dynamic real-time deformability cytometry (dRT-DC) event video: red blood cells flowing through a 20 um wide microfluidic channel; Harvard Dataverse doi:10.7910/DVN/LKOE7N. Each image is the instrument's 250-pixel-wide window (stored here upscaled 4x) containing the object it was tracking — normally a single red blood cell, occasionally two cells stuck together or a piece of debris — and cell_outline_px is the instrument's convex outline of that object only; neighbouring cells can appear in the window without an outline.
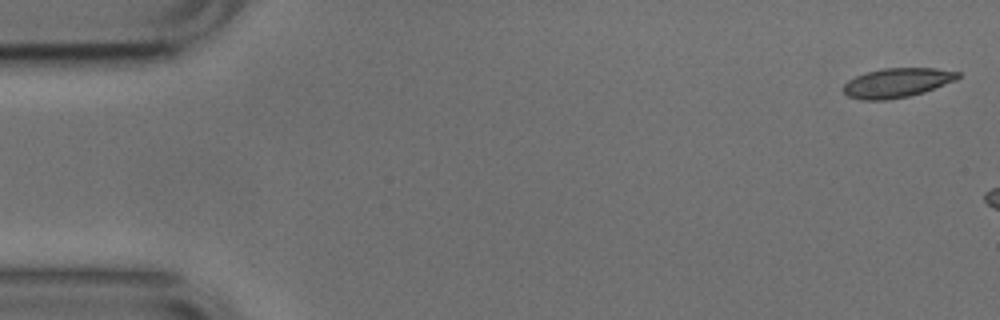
{"species": "common noctule bat (a hibernating species)", "species_latin": "Nyctalus noctula", "temperature_condition": "cold", "stored_images_in_passage": 6, "camera_frame_rate_fps": 3000, "um_per_image_px": 0.085, "animal": {"sex": "male", "body_mass_g": 17.9, "forearm_length_mm": 54.2}, "frame": {"image": 1, "passage_image": 1, "time_ms": 0.0, "image_size_px": [1000, 320], "cell_outline_px": [[960, 76], [956, 80], [924, 92], [908, 96], [888, 100], [860, 100], [848, 96], [840, 88], [848, 80], [856, 76], [868, 72], [884, 68], [936, 68], [960, 72]], "centroid_in_image_um": [76.23, 7.04], "position_along_channel_um": 8.8, "area_um2": 19.65}}